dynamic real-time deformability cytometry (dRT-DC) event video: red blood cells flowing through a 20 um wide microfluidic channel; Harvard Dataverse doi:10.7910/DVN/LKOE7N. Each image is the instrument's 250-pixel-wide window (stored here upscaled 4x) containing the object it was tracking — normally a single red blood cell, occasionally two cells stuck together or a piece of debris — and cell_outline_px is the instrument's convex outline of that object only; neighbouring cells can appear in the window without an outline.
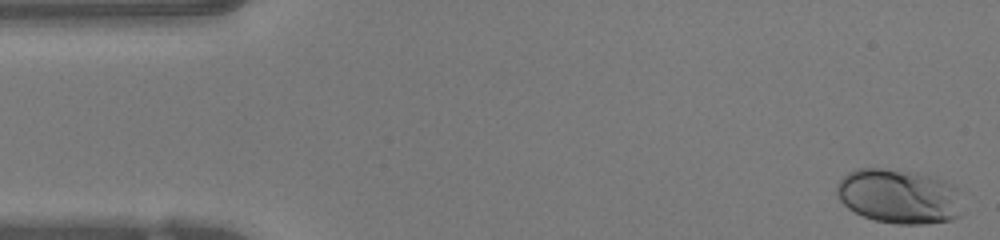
{"species": "human", "species_latin": "Homo sapiens", "temperature_condition": "warm", "stored_images_in_passage": 47, "camera_frame_rate_fps": 3000, "um_per_image_px": 0.085, "donor": {"sex": "female"}, "frame": {"image": 1, "passage_image": 1, "time_ms": 0.0, "image_size_px": [1000, 240], "cell_outline_px": [[960, 216], [952, 220], [924, 224], [896, 224], [876, 220], [864, 216], [848, 208], [840, 200], [836, 192], [836, 184], [848, 172], [856, 168], [884, 168], [916, 172], [944, 180], [952, 184], [956, 188], [960, 212]], "centroid_in_image_um": [76.38, 16.68], "position_along_channel_um": 8.6, "area_um2": 39.94}}
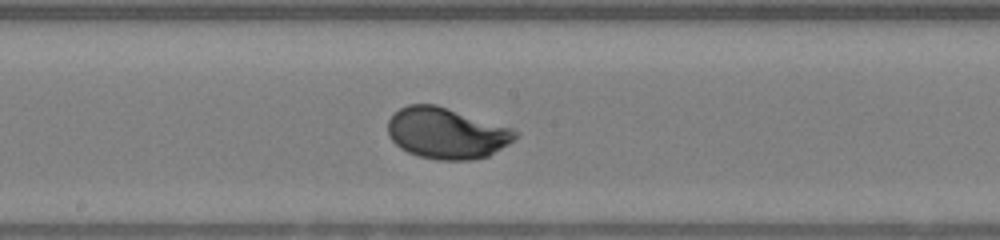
{"frame": {"image": 2, "passage_image": 24, "time_ms": 7.667, "image_size_px": [1000, 240], "cell_outline_px": [[520, 132], [508, 144], [488, 156], [472, 160], [436, 160], [420, 156], [408, 152], [400, 148], [388, 136], [388, 120], [400, 108], [408, 104], [436, 104], [512, 128]], "centroid_in_image_um": [37.95, 11.32], "position_along_channel_um": 210.3, "area_um2": 37.86}}
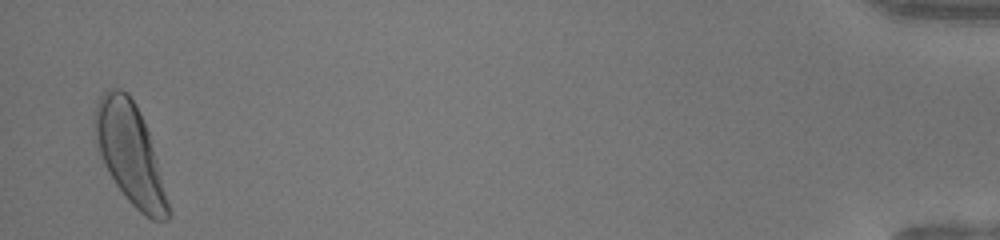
{"frame": {"image": 3, "passage_image": 46, "time_ms": 15.0, "image_size_px": [1000, 240], "cell_outline_px": [[168, 220], [152, 220], [140, 212], [124, 196], [108, 172], [100, 156], [92, 124], [96, 104], [100, 96], [108, 88], [120, 88], [128, 92], [136, 104], [144, 120], [148, 132], [156, 160], [168, 204]], "centroid_in_image_um": [10.99, 12.98], "position_along_channel_um": 424.2, "area_um2": 42.25}, "authors_computed_cell_mechanics": {"area_um2": 37.281, "velocity_mm_per_s": 4.2299, "shape_relaxation_time_tau1_ms": 2.5229, "shape_relaxation_time_tau2_ms": null, "deformation_change_tau1": 0.1644, "deformation_change_tau2": null}}